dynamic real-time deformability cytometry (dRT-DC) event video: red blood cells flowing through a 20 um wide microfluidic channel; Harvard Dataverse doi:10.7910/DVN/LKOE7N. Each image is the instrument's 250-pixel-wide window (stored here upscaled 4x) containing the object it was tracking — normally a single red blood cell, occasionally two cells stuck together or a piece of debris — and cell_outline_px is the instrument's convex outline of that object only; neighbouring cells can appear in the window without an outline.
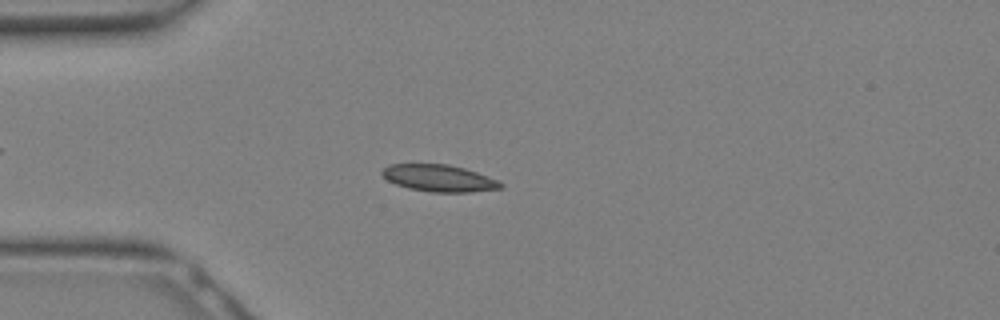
{"species": "Egyptian fruit bat (a non-hibernating species)", "species_latin": "Rousettus aegyptiacus", "temperature_condition": "warm", "stored_images_in_passage": 11, "camera_frame_rate_fps": 3000, "um_per_image_px": 0.085, "animal": {"sex": "female"}, "frame": {"image": 1, "passage_image": 8, "time_ms": 2.333, "image_size_px": [1000, 320], "cell_outline_px": [[504, 188], [468, 192], [432, 192], [408, 188], [396, 184], [388, 180], [380, 172], [388, 164], [448, 164], [464, 168], [500, 180], [504, 184]], "centroid_in_image_um": [37.35, 15.14], "position_along_channel_um": 47.6, "area_um2": 18.61}}
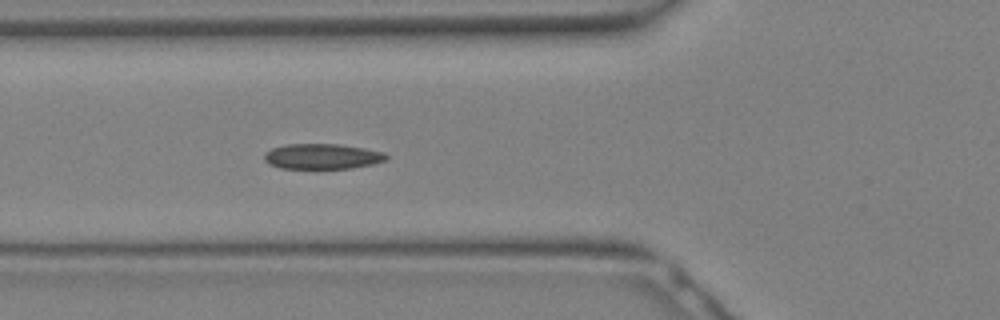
{"frame": {"image": 2, "passage_image": 11, "time_ms": 3.333, "image_size_px": [1000, 320], "cell_outline_px": [[388, 156], [384, 160], [372, 164], [352, 168], [280, 168], [268, 164], [264, 160], [264, 152], [272, 148], [284, 144], [340, 144], [364, 148], [384, 152]], "centroid_in_image_um": [27.34, 13.28], "position_along_channel_um": 98.5, "area_um2": 18.03}}